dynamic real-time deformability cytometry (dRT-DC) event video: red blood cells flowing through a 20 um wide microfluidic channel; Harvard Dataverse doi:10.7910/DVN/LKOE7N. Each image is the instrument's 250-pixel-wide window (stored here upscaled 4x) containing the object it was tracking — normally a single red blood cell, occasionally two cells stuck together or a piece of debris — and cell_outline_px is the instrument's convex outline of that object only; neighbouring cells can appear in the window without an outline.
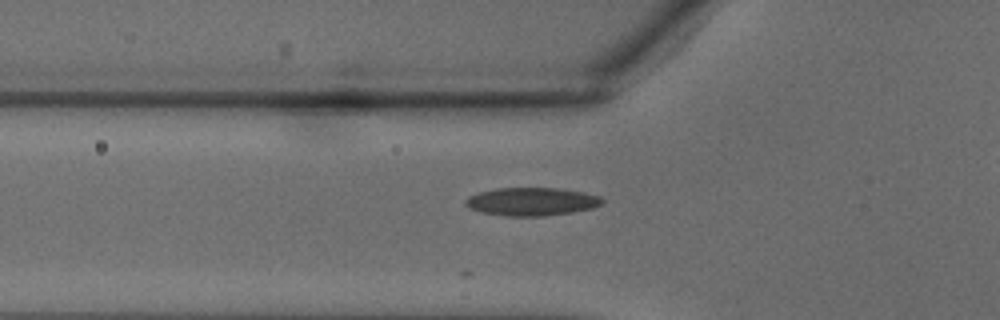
{"species": "common noctule bat (a hibernating species)", "species_latin": "Nyctalus noctula", "temperature_condition": "warm", "stored_images_in_passage": 14, "camera_frame_rate_fps": 3000, "um_per_image_px": 0.085, "animal": {"sex": "male", "body_mass_g": 18.8}, "frame": {"image": 1, "passage_image": 6, "time_ms": 1.667, "image_size_px": [1000, 320], "cell_outline_px": [[604, 200], [600, 204], [592, 208], [572, 212], [544, 216], [504, 216], [480, 212], [468, 208], [464, 204], [464, 200], [468, 196], [480, 192], [496, 188], [560, 188], [584, 192], [600, 196]], "centroid_in_image_um": [45.15, 17.13], "position_along_channel_um": 80.6, "area_um2": 22.54}}
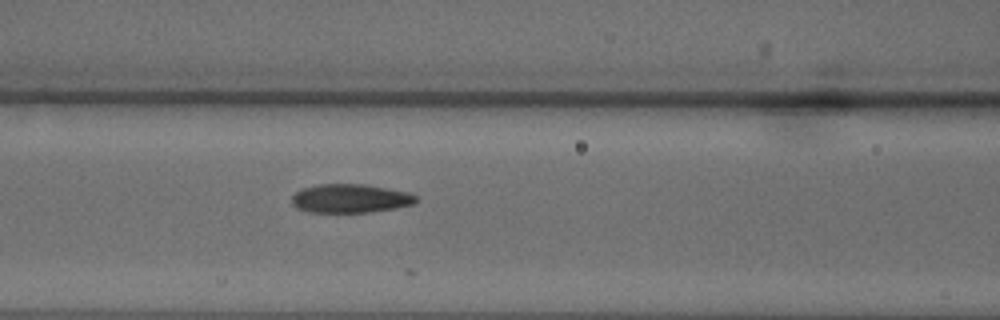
{"frame": {"image": 2, "passage_image": 9, "time_ms": 2.667, "image_size_px": [1000, 320], "cell_outline_px": [[416, 200], [412, 204], [396, 208], [368, 212], [308, 212], [296, 208], [292, 204], [292, 196], [296, 192], [304, 188], [320, 184], [364, 184], [408, 192], [416, 196]], "centroid_in_image_um": [29.75, 16.87], "position_along_channel_um": 136.9, "area_um2": 20.63}}
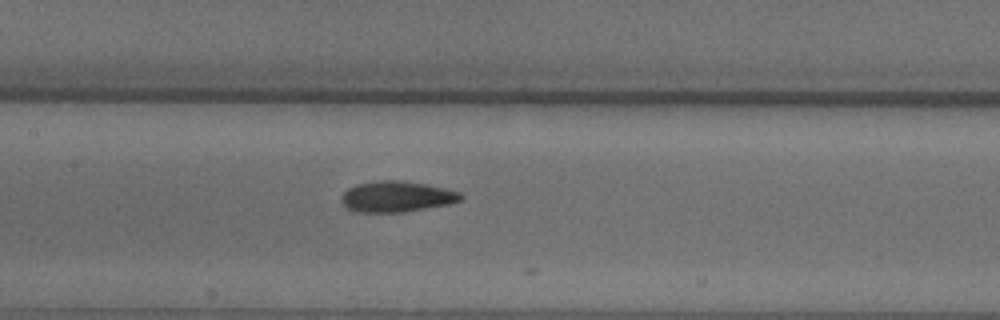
{"frame": {"image": 3, "passage_image": 11, "time_ms": 3.333, "image_size_px": [1000, 320], "cell_outline_px": [[464, 196], [460, 200], [448, 204], [404, 212], [360, 212], [348, 208], [340, 200], [340, 196], [348, 188], [356, 184], [376, 180], [400, 180], [424, 184], [444, 188], [460, 192]], "centroid_in_image_um": [33.69, 16.7], "position_along_channel_um": 173.7, "area_um2": 21.39}}